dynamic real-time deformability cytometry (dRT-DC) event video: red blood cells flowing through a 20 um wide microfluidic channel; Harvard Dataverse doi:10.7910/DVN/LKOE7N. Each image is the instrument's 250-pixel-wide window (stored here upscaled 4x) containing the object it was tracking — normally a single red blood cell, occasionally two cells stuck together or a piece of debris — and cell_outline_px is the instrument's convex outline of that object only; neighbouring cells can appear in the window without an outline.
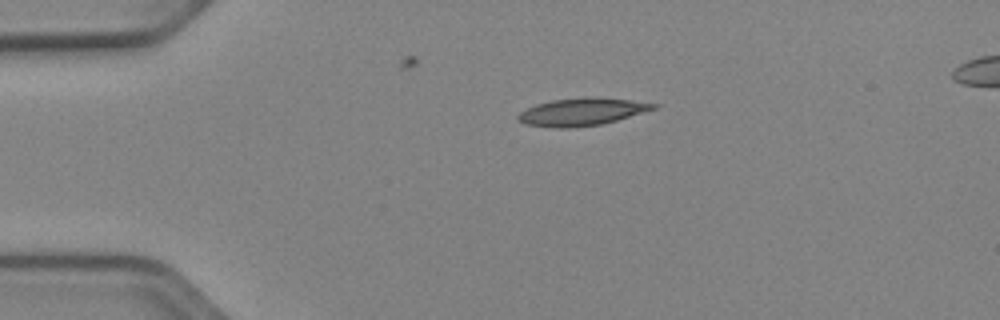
{"species": "Egyptian fruit bat (a non-hibernating species)", "species_latin": "Rousettus aegyptiacus", "temperature_condition": "cold", "stored_images_in_passage": 42, "camera_frame_rate_fps": 3000, "um_per_image_px": 0.085, "animal": {"sex": "female"}, "frame": {"image": 1, "passage_image": 1, "time_ms": 0.0, "image_size_px": [1000, 320], "cell_outline_px": [[660, 104], [656, 108], [616, 120], [600, 124], [572, 128], [556, 128], [524, 124], [516, 120], [516, 116], [520, 112], [536, 104], [552, 100], [628, 100]], "centroid_in_image_um": [49.36, 9.56], "position_along_channel_um": 35.6, "area_um2": 20.52}}
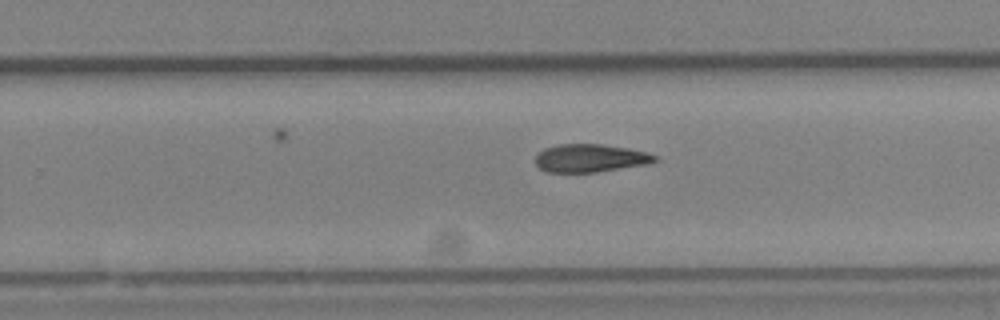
{"frame": {"image": 2, "passage_image": 23, "time_ms": 7.333, "image_size_px": [1000, 320], "cell_outline_px": [[660, 160], [644, 164], [596, 172], [548, 172], [540, 168], [536, 164], [536, 156], [544, 148], [556, 144], [604, 144], [628, 148], [648, 152], [656, 156]], "centroid_in_image_um": [50.17, 13.43], "position_along_channel_um": 279.6, "area_um2": 19.42}}
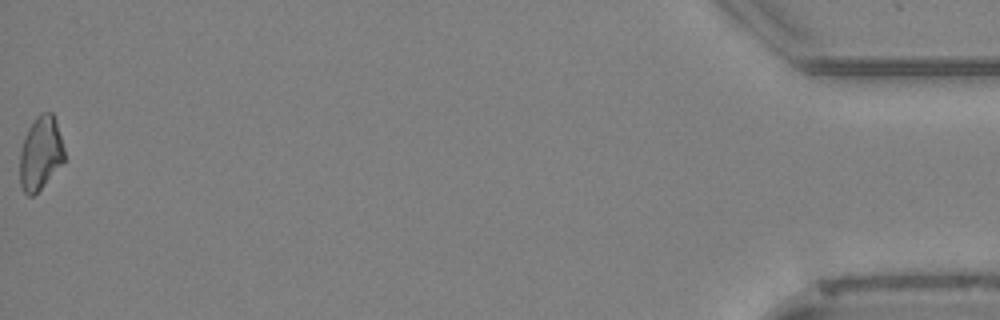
{"frame": {"image": 3, "passage_image": 42, "time_ms": 13.667, "image_size_px": [1000, 320], "cell_outline_px": [[64, 160], [40, 188], [32, 196], [28, 196], [24, 192], [20, 184], [20, 148], [24, 136], [28, 128], [36, 116], [40, 112], [52, 112], [56, 120], [64, 148]], "centroid_in_image_um": [3.42, 12.97], "position_along_channel_um": 431.8, "area_um2": 18.9}, "authors_computed_cell_mechanics": {"area_um2": 20.1722, "velocity_mm_per_s": 3.9124, "shape_relaxation_time_tau1_ms": null, "shape_relaxation_time_tau2_ms": 8.2708, "deformation_change_tau1": null, "deformation_change_tau2": 0.1796}}